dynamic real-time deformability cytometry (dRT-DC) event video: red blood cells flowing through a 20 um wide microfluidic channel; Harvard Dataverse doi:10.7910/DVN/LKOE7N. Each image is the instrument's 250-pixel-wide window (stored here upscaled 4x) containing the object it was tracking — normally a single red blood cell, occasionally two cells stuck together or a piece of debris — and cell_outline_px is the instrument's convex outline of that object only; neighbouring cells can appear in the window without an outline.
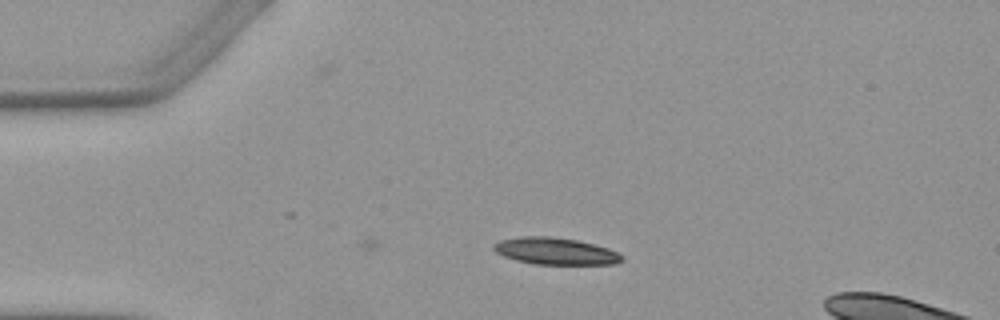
{"species": "Egyptian fruit bat (a non-hibernating species)", "species_latin": "Rousettus aegyptiacus", "temperature_condition": "warm", "stored_images_in_passage": 4, "camera_frame_rate_fps": 3000, "um_per_image_px": 0.085, "animal": {"sex": "female"}, "frame": {"image": 1, "passage_image": 3, "time_ms": 2.667, "image_size_px": [1000, 320], "cell_outline_px": [[624, 260], [616, 264], [532, 264], [516, 260], [504, 256], [496, 252], [492, 248], [492, 244], [500, 240], [520, 236], [552, 236], [576, 240], [608, 248], [624, 256]], "centroid_in_image_um": [47.19, 21.34], "position_along_channel_um": 37.8, "area_um2": 20.17}}